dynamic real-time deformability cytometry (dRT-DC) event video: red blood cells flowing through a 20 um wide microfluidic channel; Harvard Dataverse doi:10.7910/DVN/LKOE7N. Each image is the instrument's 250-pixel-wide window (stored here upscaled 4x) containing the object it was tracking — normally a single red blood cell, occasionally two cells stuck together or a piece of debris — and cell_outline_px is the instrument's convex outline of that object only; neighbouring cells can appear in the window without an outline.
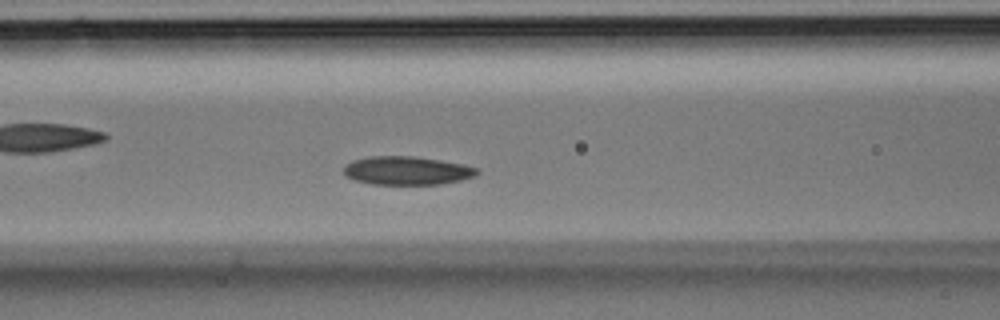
{"species": "Egyptian fruit bat (a non-hibernating species)", "species_latin": "Rousettus aegyptiacus", "temperature_condition": "room temperature", "stored_images_in_passage": 34, "camera_frame_rate_fps": 3000, "um_per_image_px": 0.085, "animal": {"sex": "male"}, "frame": {"image": 1, "passage_image": 12, "time_ms": 3.667, "image_size_px": [1000, 320], "cell_outline_px": [[480, 172], [476, 176], [460, 180], [440, 184], [372, 184], [356, 180], [344, 176], [344, 168], [352, 160], [368, 156], [412, 156], [440, 160], [464, 164], [480, 168]], "centroid_in_image_um": [34.62, 14.5], "position_along_channel_um": 132.0, "area_um2": 22.2}}
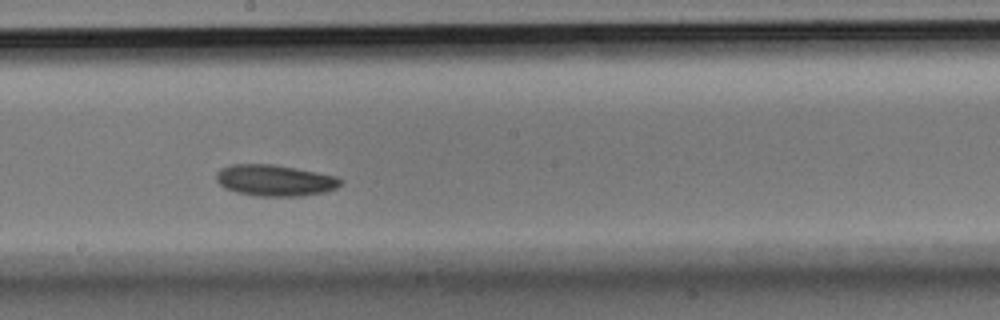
{"frame": {"image": 2, "passage_image": 17, "time_ms": 5.333, "image_size_px": [1000, 320], "cell_outline_px": [[344, 184], [336, 188], [324, 192], [300, 196], [256, 196], [236, 192], [224, 188], [216, 180], [216, 172], [220, 168], [232, 164], [272, 164], [316, 172], [336, 176], [344, 180]], "centroid_in_image_um": [23.36, 15.33], "position_along_channel_um": 224.8, "area_um2": 22.77}}
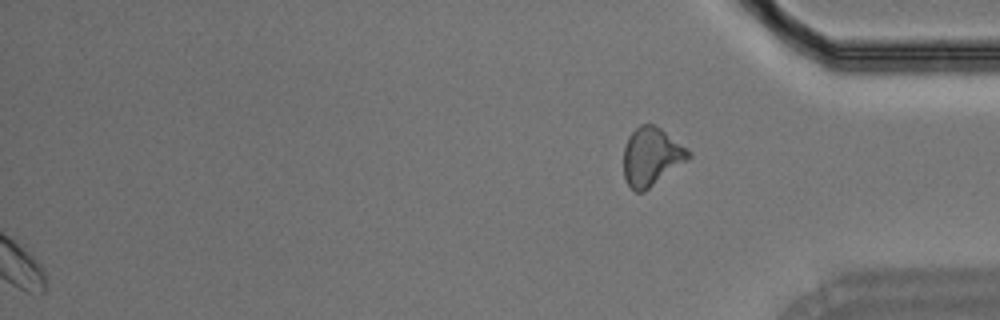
{"frame": {"image": 3, "passage_image": 34, "time_ms": 11.0, "image_size_px": [1000, 320], "cell_outline_px": [[692, 156], [688, 160], [644, 192], [636, 192], [628, 184], [624, 176], [624, 148], [628, 136], [640, 124], [652, 124], [660, 128], [692, 152]], "centroid_in_image_um": [55.38, 13.32], "position_along_channel_um": 379.8, "area_um2": 21.91}}